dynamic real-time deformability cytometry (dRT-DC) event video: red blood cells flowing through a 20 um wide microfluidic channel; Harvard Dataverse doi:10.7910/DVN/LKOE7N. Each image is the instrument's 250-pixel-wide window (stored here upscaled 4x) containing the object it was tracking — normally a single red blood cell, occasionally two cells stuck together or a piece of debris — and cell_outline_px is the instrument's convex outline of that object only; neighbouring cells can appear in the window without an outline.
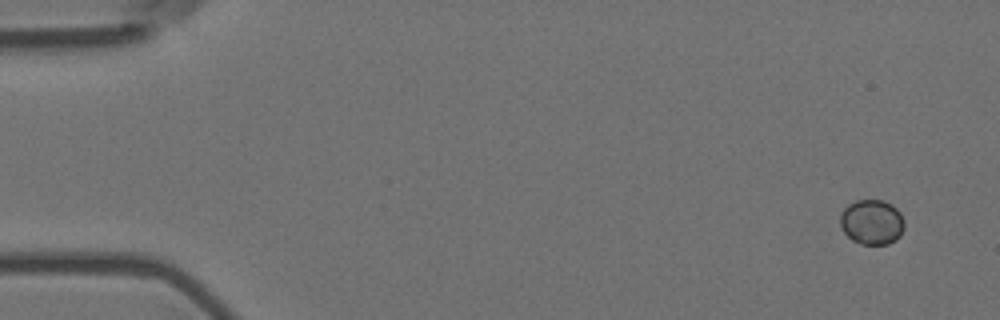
{"species": "Egyptian fruit bat (a non-hibernating species)", "species_latin": "Rousettus aegyptiacus", "temperature_condition": "room temperature", "stored_images_in_passage": 5, "camera_frame_rate_fps": 3000, "um_per_image_px": 0.085, "animal": {"sex": "female"}, "frame": {"image": 1, "passage_image": 1, "time_ms": 0.0, "image_size_px": [1000, 320], "cell_outline_px": [[904, 228], [900, 236], [896, 240], [888, 244], [860, 244], [852, 240], [844, 232], [840, 224], [840, 216], [844, 208], [848, 204], [856, 200], [884, 200], [892, 204], [900, 212], [904, 220]], "centroid_in_image_um": [74.12, 18.87], "position_along_channel_um": 10.9, "area_um2": 16.99}}